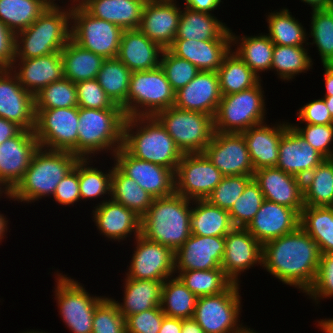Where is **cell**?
Returning a JSON list of instances; mask_svg holds the SVG:
<instances>
[{
    "mask_svg": "<svg viewBox=\"0 0 333 333\" xmlns=\"http://www.w3.org/2000/svg\"><path fill=\"white\" fill-rule=\"evenodd\" d=\"M320 257L317 243L298 226L263 244L262 269L306 294L316 279Z\"/></svg>",
    "mask_w": 333,
    "mask_h": 333,
    "instance_id": "6da1fadb",
    "label": "cell"
},
{
    "mask_svg": "<svg viewBox=\"0 0 333 333\" xmlns=\"http://www.w3.org/2000/svg\"><path fill=\"white\" fill-rule=\"evenodd\" d=\"M192 202L176 193L153 199L141 217V235L176 252L191 236Z\"/></svg>",
    "mask_w": 333,
    "mask_h": 333,
    "instance_id": "7a4b0ae2",
    "label": "cell"
},
{
    "mask_svg": "<svg viewBox=\"0 0 333 333\" xmlns=\"http://www.w3.org/2000/svg\"><path fill=\"white\" fill-rule=\"evenodd\" d=\"M122 147L132 156L176 172L183 153L154 116L125 119Z\"/></svg>",
    "mask_w": 333,
    "mask_h": 333,
    "instance_id": "3957f363",
    "label": "cell"
},
{
    "mask_svg": "<svg viewBox=\"0 0 333 333\" xmlns=\"http://www.w3.org/2000/svg\"><path fill=\"white\" fill-rule=\"evenodd\" d=\"M71 39V5L52 3L28 28L15 34V59L61 52Z\"/></svg>",
    "mask_w": 333,
    "mask_h": 333,
    "instance_id": "277c9868",
    "label": "cell"
},
{
    "mask_svg": "<svg viewBox=\"0 0 333 333\" xmlns=\"http://www.w3.org/2000/svg\"><path fill=\"white\" fill-rule=\"evenodd\" d=\"M79 159L71 152L39 147L23 178L11 191L12 201L30 204L53 197L58 183L70 173Z\"/></svg>",
    "mask_w": 333,
    "mask_h": 333,
    "instance_id": "5b68a950",
    "label": "cell"
},
{
    "mask_svg": "<svg viewBox=\"0 0 333 333\" xmlns=\"http://www.w3.org/2000/svg\"><path fill=\"white\" fill-rule=\"evenodd\" d=\"M78 118V157L80 159L96 158L98 154L103 155V153H108L111 159L113 154L122 147L126 119L123 109L79 107Z\"/></svg>",
    "mask_w": 333,
    "mask_h": 333,
    "instance_id": "8992f818",
    "label": "cell"
},
{
    "mask_svg": "<svg viewBox=\"0 0 333 333\" xmlns=\"http://www.w3.org/2000/svg\"><path fill=\"white\" fill-rule=\"evenodd\" d=\"M262 79L253 87L222 95L213 117L214 131L242 133L266 121V97Z\"/></svg>",
    "mask_w": 333,
    "mask_h": 333,
    "instance_id": "52a82bcc",
    "label": "cell"
},
{
    "mask_svg": "<svg viewBox=\"0 0 333 333\" xmlns=\"http://www.w3.org/2000/svg\"><path fill=\"white\" fill-rule=\"evenodd\" d=\"M56 272L53 296L65 327L72 333H92L95 309L107 296H94L81 282L63 272Z\"/></svg>",
    "mask_w": 333,
    "mask_h": 333,
    "instance_id": "ba28073f",
    "label": "cell"
},
{
    "mask_svg": "<svg viewBox=\"0 0 333 333\" xmlns=\"http://www.w3.org/2000/svg\"><path fill=\"white\" fill-rule=\"evenodd\" d=\"M154 117L183 154L203 153L215 132L213 116L202 112L172 106L157 112Z\"/></svg>",
    "mask_w": 333,
    "mask_h": 333,
    "instance_id": "9c48e42d",
    "label": "cell"
},
{
    "mask_svg": "<svg viewBox=\"0 0 333 333\" xmlns=\"http://www.w3.org/2000/svg\"><path fill=\"white\" fill-rule=\"evenodd\" d=\"M240 286L233 283L220 294L197 298L192 318L205 333H245L249 329L240 322L243 306Z\"/></svg>",
    "mask_w": 333,
    "mask_h": 333,
    "instance_id": "30bf717a",
    "label": "cell"
},
{
    "mask_svg": "<svg viewBox=\"0 0 333 333\" xmlns=\"http://www.w3.org/2000/svg\"><path fill=\"white\" fill-rule=\"evenodd\" d=\"M175 91L159 66L148 71L132 72L127 95V118L154 116L174 106Z\"/></svg>",
    "mask_w": 333,
    "mask_h": 333,
    "instance_id": "8fae6325",
    "label": "cell"
},
{
    "mask_svg": "<svg viewBox=\"0 0 333 333\" xmlns=\"http://www.w3.org/2000/svg\"><path fill=\"white\" fill-rule=\"evenodd\" d=\"M123 29L91 16L80 5H71V39L82 48L102 56L117 58Z\"/></svg>",
    "mask_w": 333,
    "mask_h": 333,
    "instance_id": "7c38bea8",
    "label": "cell"
},
{
    "mask_svg": "<svg viewBox=\"0 0 333 333\" xmlns=\"http://www.w3.org/2000/svg\"><path fill=\"white\" fill-rule=\"evenodd\" d=\"M34 134L39 147L78 156L79 107L35 109Z\"/></svg>",
    "mask_w": 333,
    "mask_h": 333,
    "instance_id": "4fadbf2b",
    "label": "cell"
},
{
    "mask_svg": "<svg viewBox=\"0 0 333 333\" xmlns=\"http://www.w3.org/2000/svg\"><path fill=\"white\" fill-rule=\"evenodd\" d=\"M222 178L204 153L183 154L175 172V193L190 200L207 199Z\"/></svg>",
    "mask_w": 333,
    "mask_h": 333,
    "instance_id": "5bb4252c",
    "label": "cell"
},
{
    "mask_svg": "<svg viewBox=\"0 0 333 333\" xmlns=\"http://www.w3.org/2000/svg\"><path fill=\"white\" fill-rule=\"evenodd\" d=\"M133 252L125 277L137 280L165 281L175 276V252L142 235L134 238Z\"/></svg>",
    "mask_w": 333,
    "mask_h": 333,
    "instance_id": "9a60e30c",
    "label": "cell"
},
{
    "mask_svg": "<svg viewBox=\"0 0 333 333\" xmlns=\"http://www.w3.org/2000/svg\"><path fill=\"white\" fill-rule=\"evenodd\" d=\"M112 160L152 198L167 197L175 193V172L172 169L138 159L123 147L113 154Z\"/></svg>",
    "mask_w": 333,
    "mask_h": 333,
    "instance_id": "2e32d148",
    "label": "cell"
},
{
    "mask_svg": "<svg viewBox=\"0 0 333 333\" xmlns=\"http://www.w3.org/2000/svg\"><path fill=\"white\" fill-rule=\"evenodd\" d=\"M203 153L223 176L254 175L242 133L214 132Z\"/></svg>",
    "mask_w": 333,
    "mask_h": 333,
    "instance_id": "e0dca14e",
    "label": "cell"
},
{
    "mask_svg": "<svg viewBox=\"0 0 333 333\" xmlns=\"http://www.w3.org/2000/svg\"><path fill=\"white\" fill-rule=\"evenodd\" d=\"M263 245L246 229L234 227L225 236V253L221 268L227 277L241 284L240 277L251 267H262Z\"/></svg>",
    "mask_w": 333,
    "mask_h": 333,
    "instance_id": "ac0fdd59",
    "label": "cell"
},
{
    "mask_svg": "<svg viewBox=\"0 0 333 333\" xmlns=\"http://www.w3.org/2000/svg\"><path fill=\"white\" fill-rule=\"evenodd\" d=\"M35 116L34 96L23 88L10 69H0V118L34 131Z\"/></svg>",
    "mask_w": 333,
    "mask_h": 333,
    "instance_id": "d6986e66",
    "label": "cell"
},
{
    "mask_svg": "<svg viewBox=\"0 0 333 333\" xmlns=\"http://www.w3.org/2000/svg\"><path fill=\"white\" fill-rule=\"evenodd\" d=\"M176 0L146 1L138 29L151 41L168 49L177 34L182 5Z\"/></svg>",
    "mask_w": 333,
    "mask_h": 333,
    "instance_id": "ffe728a7",
    "label": "cell"
},
{
    "mask_svg": "<svg viewBox=\"0 0 333 333\" xmlns=\"http://www.w3.org/2000/svg\"><path fill=\"white\" fill-rule=\"evenodd\" d=\"M38 148L34 131L26 129L0 144V181L10 191L23 178Z\"/></svg>",
    "mask_w": 333,
    "mask_h": 333,
    "instance_id": "44dd1931",
    "label": "cell"
},
{
    "mask_svg": "<svg viewBox=\"0 0 333 333\" xmlns=\"http://www.w3.org/2000/svg\"><path fill=\"white\" fill-rule=\"evenodd\" d=\"M225 253V236L193 235L175 252V271L220 268Z\"/></svg>",
    "mask_w": 333,
    "mask_h": 333,
    "instance_id": "7402d4cb",
    "label": "cell"
},
{
    "mask_svg": "<svg viewBox=\"0 0 333 333\" xmlns=\"http://www.w3.org/2000/svg\"><path fill=\"white\" fill-rule=\"evenodd\" d=\"M253 180L259 185L265 200L292 208L300 215L305 207L303 179L277 167H265L254 171Z\"/></svg>",
    "mask_w": 333,
    "mask_h": 333,
    "instance_id": "603a6c76",
    "label": "cell"
},
{
    "mask_svg": "<svg viewBox=\"0 0 333 333\" xmlns=\"http://www.w3.org/2000/svg\"><path fill=\"white\" fill-rule=\"evenodd\" d=\"M93 208L94 225L107 240L120 243L129 237L128 240H131L141 235V217L124 205L110 198Z\"/></svg>",
    "mask_w": 333,
    "mask_h": 333,
    "instance_id": "cb8c5ba5",
    "label": "cell"
},
{
    "mask_svg": "<svg viewBox=\"0 0 333 333\" xmlns=\"http://www.w3.org/2000/svg\"><path fill=\"white\" fill-rule=\"evenodd\" d=\"M221 98L218 73L199 71L185 87L175 92L174 106L214 117Z\"/></svg>",
    "mask_w": 333,
    "mask_h": 333,
    "instance_id": "d4e9b609",
    "label": "cell"
},
{
    "mask_svg": "<svg viewBox=\"0 0 333 333\" xmlns=\"http://www.w3.org/2000/svg\"><path fill=\"white\" fill-rule=\"evenodd\" d=\"M325 158L289 125L281 137L276 167L304 179Z\"/></svg>",
    "mask_w": 333,
    "mask_h": 333,
    "instance_id": "484cf974",
    "label": "cell"
},
{
    "mask_svg": "<svg viewBox=\"0 0 333 333\" xmlns=\"http://www.w3.org/2000/svg\"><path fill=\"white\" fill-rule=\"evenodd\" d=\"M10 70L17 76L23 88L33 96L50 83L64 78L61 52L29 59H15Z\"/></svg>",
    "mask_w": 333,
    "mask_h": 333,
    "instance_id": "4316f807",
    "label": "cell"
},
{
    "mask_svg": "<svg viewBox=\"0 0 333 333\" xmlns=\"http://www.w3.org/2000/svg\"><path fill=\"white\" fill-rule=\"evenodd\" d=\"M300 215L292 208L264 200L246 229L263 245L294 231Z\"/></svg>",
    "mask_w": 333,
    "mask_h": 333,
    "instance_id": "83f0119b",
    "label": "cell"
},
{
    "mask_svg": "<svg viewBox=\"0 0 333 333\" xmlns=\"http://www.w3.org/2000/svg\"><path fill=\"white\" fill-rule=\"evenodd\" d=\"M267 122L253 126L242 132L254 171L265 167H276L279 157V144L290 122Z\"/></svg>",
    "mask_w": 333,
    "mask_h": 333,
    "instance_id": "f1b7e54d",
    "label": "cell"
},
{
    "mask_svg": "<svg viewBox=\"0 0 333 333\" xmlns=\"http://www.w3.org/2000/svg\"><path fill=\"white\" fill-rule=\"evenodd\" d=\"M231 39H174L168 48L175 56L188 60L199 71L217 72L224 57L232 49Z\"/></svg>",
    "mask_w": 333,
    "mask_h": 333,
    "instance_id": "f546056e",
    "label": "cell"
},
{
    "mask_svg": "<svg viewBox=\"0 0 333 333\" xmlns=\"http://www.w3.org/2000/svg\"><path fill=\"white\" fill-rule=\"evenodd\" d=\"M164 49L139 29L124 30L117 58L132 72L148 71L160 66Z\"/></svg>",
    "mask_w": 333,
    "mask_h": 333,
    "instance_id": "4dcf8cb0",
    "label": "cell"
},
{
    "mask_svg": "<svg viewBox=\"0 0 333 333\" xmlns=\"http://www.w3.org/2000/svg\"><path fill=\"white\" fill-rule=\"evenodd\" d=\"M145 0H84L80 6L91 16L123 30L138 29Z\"/></svg>",
    "mask_w": 333,
    "mask_h": 333,
    "instance_id": "1f68e13d",
    "label": "cell"
},
{
    "mask_svg": "<svg viewBox=\"0 0 333 333\" xmlns=\"http://www.w3.org/2000/svg\"><path fill=\"white\" fill-rule=\"evenodd\" d=\"M222 21L215 14L195 11L182 5L175 39H196L201 41L231 39V28Z\"/></svg>",
    "mask_w": 333,
    "mask_h": 333,
    "instance_id": "d6a6232c",
    "label": "cell"
},
{
    "mask_svg": "<svg viewBox=\"0 0 333 333\" xmlns=\"http://www.w3.org/2000/svg\"><path fill=\"white\" fill-rule=\"evenodd\" d=\"M123 302L116 301L119 312L128 316L160 306L164 281L124 278Z\"/></svg>",
    "mask_w": 333,
    "mask_h": 333,
    "instance_id": "836d02e7",
    "label": "cell"
},
{
    "mask_svg": "<svg viewBox=\"0 0 333 333\" xmlns=\"http://www.w3.org/2000/svg\"><path fill=\"white\" fill-rule=\"evenodd\" d=\"M231 44V48H235L233 51L260 79L263 72L271 71L274 43L265 32L239 36L231 30Z\"/></svg>",
    "mask_w": 333,
    "mask_h": 333,
    "instance_id": "e575fe53",
    "label": "cell"
},
{
    "mask_svg": "<svg viewBox=\"0 0 333 333\" xmlns=\"http://www.w3.org/2000/svg\"><path fill=\"white\" fill-rule=\"evenodd\" d=\"M190 226L199 236H226L234 228L228 211L206 199L193 200Z\"/></svg>",
    "mask_w": 333,
    "mask_h": 333,
    "instance_id": "d590c367",
    "label": "cell"
},
{
    "mask_svg": "<svg viewBox=\"0 0 333 333\" xmlns=\"http://www.w3.org/2000/svg\"><path fill=\"white\" fill-rule=\"evenodd\" d=\"M64 78L73 83L96 79L101 69L102 56L82 48L72 39L61 50Z\"/></svg>",
    "mask_w": 333,
    "mask_h": 333,
    "instance_id": "8d00e7d4",
    "label": "cell"
},
{
    "mask_svg": "<svg viewBox=\"0 0 333 333\" xmlns=\"http://www.w3.org/2000/svg\"><path fill=\"white\" fill-rule=\"evenodd\" d=\"M267 29L265 33L276 45L308 46L309 37L306 27L296 19L288 8L271 10L266 15Z\"/></svg>",
    "mask_w": 333,
    "mask_h": 333,
    "instance_id": "74e56055",
    "label": "cell"
},
{
    "mask_svg": "<svg viewBox=\"0 0 333 333\" xmlns=\"http://www.w3.org/2000/svg\"><path fill=\"white\" fill-rule=\"evenodd\" d=\"M299 226L317 243L321 254L333 253V206H305Z\"/></svg>",
    "mask_w": 333,
    "mask_h": 333,
    "instance_id": "f35d334b",
    "label": "cell"
},
{
    "mask_svg": "<svg viewBox=\"0 0 333 333\" xmlns=\"http://www.w3.org/2000/svg\"><path fill=\"white\" fill-rule=\"evenodd\" d=\"M132 71L118 58L105 59L97 75L99 85L127 118V95Z\"/></svg>",
    "mask_w": 333,
    "mask_h": 333,
    "instance_id": "ab89813d",
    "label": "cell"
},
{
    "mask_svg": "<svg viewBox=\"0 0 333 333\" xmlns=\"http://www.w3.org/2000/svg\"><path fill=\"white\" fill-rule=\"evenodd\" d=\"M309 46H283L274 44L271 71L281 81H292L296 75L313 69Z\"/></svg>",
    "mask_w": 333,
    "mask_h": 333,
    "instance_id": "60d3db41",
    "label": "cell"
},
{
    "mask_svg": "<svg viewBox=\"0 0 333 333\" xmlns=\"http://www.w3.org/2000/svg\"><path fill=\"white\" fill-rule=\"evenodd\" d=\"M52 0H0V21L14 34L28 28Z\"/></svg>",
    "mask_w": 333,
    "mask_h": 333,
    "instance_id": "b9f144b4",
    "label": "cell"
},
{
    "mask_svg": "<svg viewBox=\"0 0 333 333\" xmlns=\"http://www.w3.org/2000/svg\"><path fill=\"white\" fill-rule=\"evenodd\" d=\"M217 73L222 95L249 89L261 80L233 49L224 57Z\"/></svg>",
    "mask_w": 333,
    "mask_h": 333,
    "instance_id": "7bdbcfd3",
    "label": "cell"
},
{
    "mask_svg": "<svg viewBox=\"0 0 333 333\" xmlns=\"http://www.w3.org/2000/svg\"><path fill=\"white\" fill-rule=\"evenodd\" d=\"M305 206H333V158L323 160L303 179Z\"/></svg>",
    "mask_w": 333,
    "mask_h": 333,
    "instance_id": "ee69618b",
    "label": "cell"
},
{
    "mask_svg": "<svg viewBox=\"0 0 333 333\" xmlns=\"http://www.w3.org/2000/svg\"><path fill=\"white\" fill-rule=\"evenodd\" d=\"M111 178V199L124 205L142 217L151 206L153 199L136 181L126 176L115 164Z\"/></svg>",
    "mask_w": 333,
    "mask_h": 333,
    "instance_id": "f6af8a7d",
    "label": "cell"
},
{
    "mask_svg": "<svg viewBox=\"0 0 333 333\" xmlns=\"http://www.w3.org/2000/svg\"><path fill=\"white\" fill-rule=\"evenodd\" d=\"M197 296L175 275L164 281L160 308L170 318L193 317Z\"/></svg>",
    "mask_w": 333,
    "mask_h": 333,
    "instance_id": "bcb514c9",
    "label": "cell"
},
{
    "mask_svg": "<svg viewBox=\"0 0 333 333\" xmlns=\"http://www.w3.org/2000/svg\"><path fill=\"white\" fill-rule=\"evenodd\" d=\"M92 163L93 159H79L78 161V177L80 187V197L84 202L98 201L99 205L111 198V178L113 173V166L106 172L100 168L95 167ZM93 165V166H92ZM107 196V197H105ZM85 199V200H84Z\"/></svg>",
    "mask_w": 333,
    "mask_h": 333,
    "instance_id": "7dc6e473",
    "label": "cell"
},
{
    "mask_svg": "<svg viewBox=\"0 0 333 333\" xmlns=\"http://www.w3.org/2000/svg\"><path fill=\"white\" fill-rule=\"evenodd\" d=\"M175 274L197 297L220 294L233 284L221 267L210 270L175 271Z\"/></svg>",
    "mask_w": 333,
    "mask_h": 333,
    "instance_id": "c3c4849f",
    "label": "cell"
},
{
    "mask_svg": "<svg viewBox=\"0 0 333 333\" xmlns=\"http://www.w3.org/2000/svg\"><path fill=\"white\" fill-rule=\"evenodd\" d=\"M310 32L312 43L318 50L323 64H333V6L329 8L313 9L310 17Z\"/></svg>",
    "mask_w": 333,
    "mask_h": 333,
    "instance_id": "681fc988",
    "label": "cell"
},
{
    "mask_svg": "<svg viewBox=\"0 0 333 333\" xmlns=\"http://www.w3.org/2000/svg\"><path fill=\"white\" fill-rule=\"evenodd\" d=\"M35 109L78 107L77 89L69 79L52 82L34 96Z\"/></svg>",
    "mask_w": 333,
    "mask_h": 333,
    "instance_id": "f907efd6",
    "label": "cell"
},
{
    "mask_svg": "<svg viewBox=\"0 0 333 333\" xmlns=\"http://www.w3.org/2000/svg\"><path fill=\"white\" fill-rule=\"evenodd\" d=\"M259 185L252 179L228 211L234 227L246 228L264 201Z\"/></svg>",
    "mask_w": 333,
    "mask_h": 333,
    "instance_id": "816d5d0a",
    "label": "cell"
},
{
    "mask_svg": "<svg viewBox=\"0 0 333 333\" xmlns=\"http://www.w3.org/2000/svg\"><path fill=\"white\" fill-rule=\"evenodd\" d=\"M160 67L175 92L185 87L199 73L196 66L188 60L175 56L169 49H164Z\"/></svg>",
    "mask_w": 333,
    "mask_h": 333,
    "instance_id": "f5cc1de1",
    "label": "cell"
},
{
    "mask_svg": "<svg viewBox=\"0 0 333 333\" xmlns=\"http://www.w3.org/2000/svg\"><path fill=\"white\" fill-rule=\"evenodd\" d=\"M252 179L253 176L246 175L223 176L206 200L212 205L229 211Z\"/></svg>",
    "mask_w": 333,
    "mask_h": 333,
    "instance_id": "db71d44e",
    "label": "cell"
},
{
    "mask_svg": "<svg viewBox=\"0 0 333 333\" xmlns=\"http://www.w3.org/2000/svg\"><path fill=\"white\" fill-rule=\"evenodd\" d=\"M291 127L325 159L333 158V124H295ZM300 125V126H299Z\"/></svg>",
    "mask_w": 333,
    "mask_h": 333,
    "instance_id": "11a10c76",
    "label": "cell"
},
{
    "mask_svg": "<svg viewBox=\"0 0 333 333\" xmlns=\"http://www.w3.org/2000/svg\"><path fill=\"white\" fill-rule=\"evenodd\" d=\"M92 325V333H126L125 318L109 296L95 309Z\"/></svg>",
    "mask_w": 333,
    "mask_h": 333,
    "instance_id": "9f6ffc18",
    "label": "cell"
},
{
    "mask_svg": "<svg viewBox=\"0 0 333 333\" xmlns=\"http://www.w3.org/2000/svg\"><path fill=\"white\" fill-rule=\"evenodd\" d=\"M78 107L89 109H122L107 96L97 79L75 83Z\"/></svg>",
    "mask_w": 333,
    "mask_h": 333,
    "instance_id": "6f0895ef",
    "label": "cell"
},
{
    "mask_svg": "<svg viewBox=\"0 0 333 333\" xmlns=\"http://www.w3.org/2000/svg\"><path fill=\"white\" fill-rule=\"evenodd\" d=\"M305 295L315 305L320 304V300L333 297V253L321 254L316 279Z\"/></svg>",
    "mask_w": 333,
    "mask_h": 333,
    "instance_id": "680465c9",
    "label": "cell"
},
{
    "mask_svg": "<svg viewBox=\"0 0 333 333\" xmlns=\"http://www.w3.org/2000/svg\"><path fill=\"white\" fill-rule=\"evenodd\" d=\"M165 316L160 306L130 315L125 319L126 333H158Z\"/></svg>",
    "mask_w": 333,
    "mask_h": 333,
    "instance_id": "91938a15",
    "label": "cell"
},
{
    "mask_svg": "<svg viewBox=\"0 0 333 333\" xmlns=\"http://www.w3.org/2000/svg\"><path fill=\"white\" fill-rule=\"evenodd\" d=\"M58 205L71 206L81 201L78 162L75 167L68 173L57 185L52 197Z\"/></svg>",
    "mask_w": 333,
    "mask_h": 333,
    "instance_id": "94428289",
    "label": "cell"
},
{
    "mask_svg": "<svg viewBox=\"0 0 333 333\" xmlns=\"http://www.w3.org/2000/svg\"><path fill=\"white\" fill-rule=\"evenodd\" d=\"M298 124H314V125H328L333 124L328 108L325 104V99H314L307 102L298 110Z\"/></svg>",
    "mask_w": 333,
    "mask_h": 333,
    "instance_id": "6125c7cd",
    "label": "cell"
},
{
    "mask_svg": "<svg viewBox=\"0 0 333 333\" xmlns=\"http://www.w3.org/2000/svg\"><path fill=\"white\" fill-rule=\"evenodd\" d=\"M15 60V34L0 21V69H10Z\"/></svg>",
    "mask_w": 333,
    "mask_h": 333,
    "instance_id": "be15d7a7",
    "label": "cell"
},
{
    "mask_svg": "<svg viewBox=\"0 0 333 333\" xmlns=\"http://www.w3.org/2000/svg\"><path fill=\"white\" fill-rule=\"evenodd\" d=\"M183 2L185 7L195 11L208 12L211 14H214V10H217V8L221 6V3H224L222 0H183Z\"/></svg>",
    "mask_w": 333,
    "mask_h": 333,
    "instance_id": "e7e4bbea",
    "label": "cell"
},
{
    "mask_svg": "<svg viewBox=\"0 0 333 333\" xmlns=\"http://www.w3.org/2000/svg\"><path fill=\"white\" fill-rule=\"evenodd\" d=\"M22 130L23 128L15 122L0 118V144L17 136Z\"/></svg>",
    "mask_w": 333,
    "mask_h": 333,
    "instance_id": "03108f58",
    "label": "cell"
},
{
    "mask_svg": "<svg viewBox=\"0 0 333 333\" xmlns=\"http://www.w3.org/2000/svg\"><path fill=\"white\" fill-rule=\"evenodd\" d=\"M182 319L165 316L158 333H181Z\"/></svg>",
    "mask_w": 333,
    "mask_h": 333,
    "instance_id": "003e7915",
    "label": "cell"
},
{
    "mask_svg": "<svg viewBox=\"0 0 333 333\" xmlns=\"http://www.w3.org/2000/svg\"><path fill=\"white\" fill-rule=\"evenodd\" d=\"M324 82H325V95L333 96V64H323Z\"/></svg>",
    "mask_w": 333,
    "mask_h": 333,
    "instance_id": "a7ac6f4b",
    "label": "cell"
},
{
    "mask_svg": "<svg viewBox=\"0 0 333 333\" xmlns=\"http://www.w3.org/2000/svg\"><path fill=\"white\" fill-rule=\"evenodd\" d=\"M181 333H205L202 327L193 319H182Z\"/></svg>",
    "mask_w": 333,
    "mask_h": 333,
    "instance_id": "89a4df30",
    "label": "cell"
},
{
    "mask_svg": "<svg viewBox=\"0 0 333 333\" xmlns=\"http://www.w3.org/2000/svg\"><path fill=\"white\" fill-rule=\"evenodd\" d=\"M305 5L311 6L313 9L329 8L333 6V0H300Z\"/></svg>",
    "mask_w": 333,
    "mask_h": 333,
    "instance_id": "2644e50d",
    "label": "cell"
},
{
    "mask_svg": "<svg viewBox=\"0 0 333 333\" xmlns=\"http://www.w3.org/2000/svg\"><path fill=\"white\" fill-rule=\"evenodd\" d=\"M318 323L316 326L319 327L320 331L324 333H333V318H323L317 320L315 324Z\"/></svg>",
    "mask_w": 333,
    "mask_h": 333,
    "instance_id": "8c879c8a",
    "label": "cell"
},
{
    "mask_svg": "<svg viewBox=\"0 0 333 333\" xmlns=\"http://www.w3.org/2000/svg\"><path fill=\"white\" fill-rule=\"evenodd\" d=\"M8 224H9L8 218L6 217V215L4 216V214H1V211H0V243L6 237V234L9 229Z\"/></svg>",
    "mask_w": 333,
    "mask_h": 333,
    "instance_id": "753ad0ef",
    "label": "cell"
},
{
    "mask_svg": "<svg viewBox=\"0 0 333 333\" xmlns=\"http://www.w3.org/2000/svg\"><path fill=\"white\" fill-rule=\"evenodd\" d=\"M4 197L11 201V191L0 181V199Z\"/></svg>",
    "mask_w": 333,
    "mask_h": 333,
    "instance_id": "34e18365",
    "label": "cell"
},
{
    "mask_svg": "<svg viewBox=\"0 0 333 333\" xmlns=\"http://www.w3.org/2000/svg\"><path fill=\"white\" fill-rule=\"evenodd\" d=\"M323 98L325 99V104L331 117L333 118V96H323Z\"/></svg>",
    "mask_w": 333,
    "mask_h": 333,
    "instance_id": "11e5206c",
    "label": "cell"
},
{
    "mask_svg": "<svg viewBox=\"0 0 333 333\" xmlns=\"http://www.w3.org/2000/svg\"><path fill=\"white\" fill-rule=\"evenodd\" d=\"M60 1V0H52L53 3L57 4V2ZM62 1V0H61ZM67 1V0H65ZM84 0H69L67 2H70V3H66L64 2V0L62 1V4L64 2V4H69V5H80Z\"/></svg>",
    "mask_w": 333,
    "mask_h": 333,
    "instance_id": "2a66077c",
    "label": "cell"
},
{
    "mask_svg": "<svg viewBox=\"0 0 333 333\" xmlns=\"http://www.w3.org/2000/svg\"><path fill=\"white\" fill-rule=\"evenodd\" d=\"M20 333H47V332L42 331V330H41V331H40V330L37 331V330H33V329L31 330V329H30L29 331L26 330V331H22V332H20Z\"/></svg>",
    "mask_w": 333,
    "mask_h": 333,
    "instance_id": "b9fcfbb0",
    "label": "cell"
},
{
    "mask_svg": "<svg viewBox=\"0 0 333 333\" xmlns=\"http://www.w3.org/2000/svg\"><path fill=\"white\" fill-rule=\"evenodd\" d=\"M245 333H258V332L253 328L249 327V329Z\"/></svg>",
    "mask_w": 333,
    "mask_h": 333,
    "instance_id": "09005b40",
    "label": "cell"
}]
</instances>
